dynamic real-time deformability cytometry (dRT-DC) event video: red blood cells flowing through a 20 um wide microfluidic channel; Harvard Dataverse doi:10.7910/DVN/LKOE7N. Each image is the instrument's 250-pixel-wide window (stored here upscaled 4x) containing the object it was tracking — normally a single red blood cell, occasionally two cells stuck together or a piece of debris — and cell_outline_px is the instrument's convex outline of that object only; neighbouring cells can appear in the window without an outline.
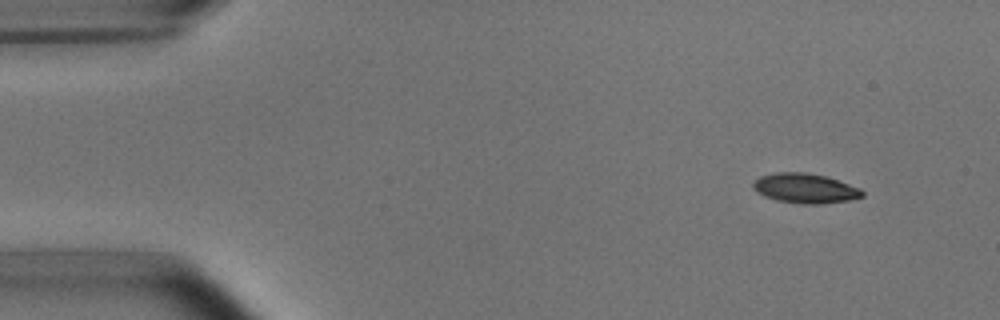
{"species": "common noctule bat (a hibernating species)", "species_latin": "Nyctalus noctula", "temperature_condition": "room temperature", "stored_images_in_passage": 5, "camera_frame_rate_fps": 3000, "um_per_image_px": 0.085, "animal": {"sex": "male", "body_mass_g": 15.6}, "frame": {"image": 1, "passage_image": 1, "time_ms": 0.0, "image_size_px": [1000, 320], "cell_outline_px": [[864, 196], [848, 200], [816, 204], [800, 204], [776, 200], [764, 196], [756, 192], [752, 188], [752, 184], [760, 176], [776, 172], [804, 172], [824, 176], [860, 188], [864, 192]], "centroid_in_image_um": [68.39, 16.01], "position_along_channel_um": 16.6, "area_um2": 18.79}}
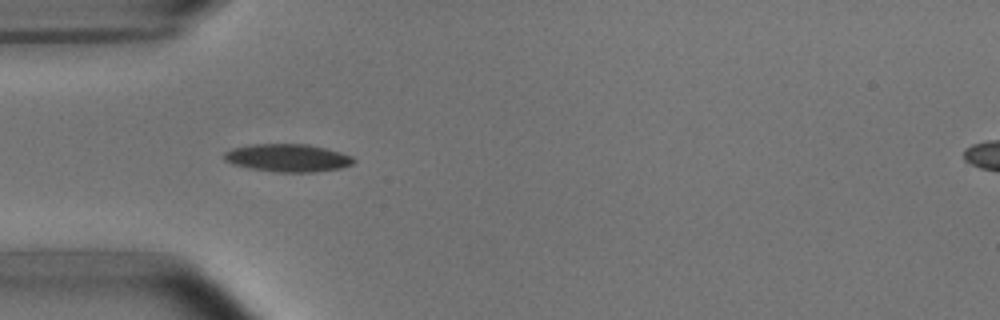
{"frame": {"image": 2, "passage_image": 4, "time_ms": 3.667, "image_size_px": [1000, 320], "cell_outline_px": [[356, 160], [352, 164], [340, 168], [312, 172], [276, 172], [248, 168], [232, 164], [224, 160], [224, 152], [232, 148], [248, 144], [308, 144], [340, 152], [352, 156]], "centroid_in_image_um": [24.42, 13.42], "position_along_channel_um": 60.6, "area_um2": 21.04}}